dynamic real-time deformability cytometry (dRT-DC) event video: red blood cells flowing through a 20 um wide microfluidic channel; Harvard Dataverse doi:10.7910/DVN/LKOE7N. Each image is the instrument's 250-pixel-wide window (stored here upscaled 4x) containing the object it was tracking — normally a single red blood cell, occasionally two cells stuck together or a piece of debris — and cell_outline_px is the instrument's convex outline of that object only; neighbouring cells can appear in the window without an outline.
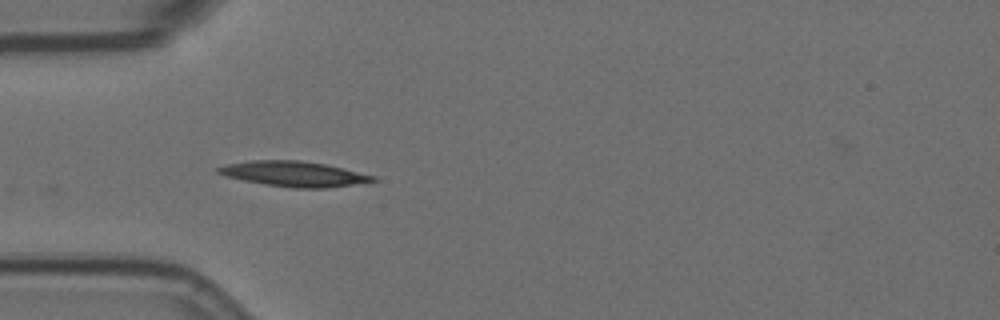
{"species": "Egyptian fruit bat (a non-hibernating species)", "species_latin": "Rousettus aegyptiacus", "temperature_condition": "room temperature", "stored_images_in_passage": 35, "camera_frame_rate_fps": 3000, "um_per_image_px": 0.085, "animal": {"sex": "female"}, "frame": {"image": 1, "passage_image": 1, "time_ms": 0.0, "image_size_px": [1000, 320], "cell_outline_px": [[380, 180], [328, 188], [292, 188], [264, 184], [224, 176], [216, 172], [216, 168], [228, 164], [252, 160], [300, 160], [324, 164], [376, 176]], "centroid_in_image_um": [24.98, 14.78], "position_along_channel_um": 60.0, "area_um2": 22.66}}
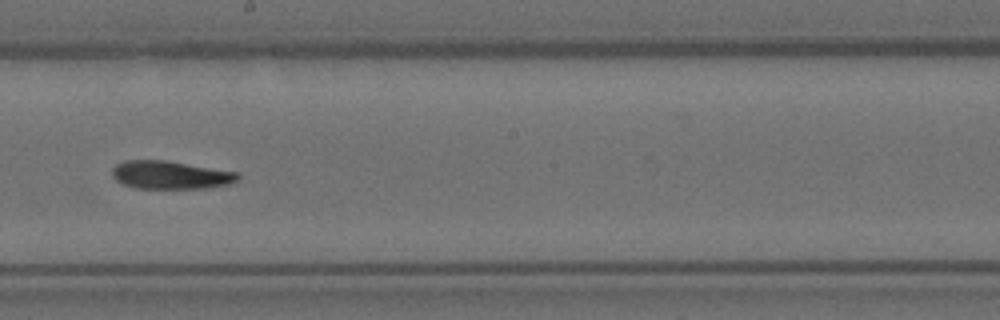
{"frame": {"image": 2, "passage_image": 16, "time_ms": 5.0, "image_size_px": [1000, 320], "cell_outline_px": [[240, 180], [232, 184], [208, 188], [136, 188], [124, 184], [116, 180], [112, 176], [112, 168], [116, 164], [124, 160], [168, 160], [240, 172]], "centroid_in_image_um": [14.56, 14.86], "position_along_channel_um": 233.6, "area_um2": 20.98}}
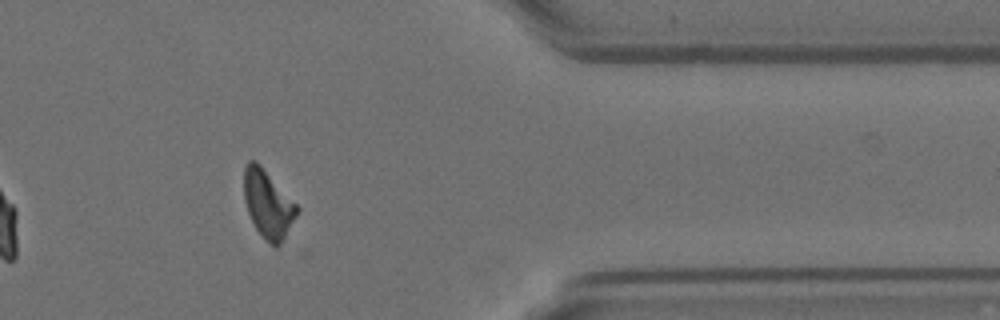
{"frame": {"image": 3, "passage_image": 31, "time_ms": 10.0, "image_size_px": [1000, 320], "cell_outline_px": [[300, 208], [296, 216], [280, 244], [276, 248], [256, 228], [248, 212], [244, 200], [244, 168], [248, 160], [256, 160], [260, 164]], "centroid_in_image_um": [22.76, 17.29], "position_along_channel_um": 388.6, "area_um2": 20.46}}